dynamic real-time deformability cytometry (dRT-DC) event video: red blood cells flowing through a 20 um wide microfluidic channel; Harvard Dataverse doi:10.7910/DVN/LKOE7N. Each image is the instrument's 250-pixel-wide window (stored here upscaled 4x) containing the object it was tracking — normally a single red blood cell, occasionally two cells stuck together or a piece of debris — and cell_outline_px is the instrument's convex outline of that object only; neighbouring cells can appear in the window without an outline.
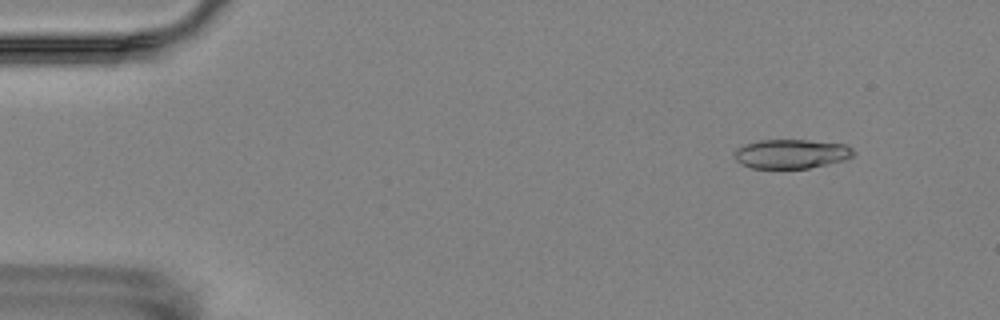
{"species": "Egyptian fruit bat (a non-hibernating species)", "species_latin": "Rousettus aegyptiacus", "temperature_condition": "room temperature", "stored_images_in_passage": 5, "camera_frame_rate_fps": 3000, "um_per_image_px": 0.085, "animal": {"sex": "female"}, "frame": {"image": 1, "passage_image": 2, "time_ms": 1.0, "image_size_px": [1000, 320], "cell_outline_px": [[852, 156], [844, 160], [808, 168], [752, 168], [740, 164], [736, 160], [736, 148], [744, 144], [760, 140], [808, 140], [844, 144], [852, 148]], "centroid_in_image_um": [67.23, 13.07], "position_along_channel_um": 17.8, "area_um2": 20.06}}